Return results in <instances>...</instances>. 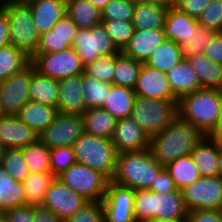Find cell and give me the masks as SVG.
I'll return each mask as SVG.
<instances>
[{
    "instance_id": "cell-1",
    "label": "cell",
    "mask_w": 222,
    "mask_h": 222,
    "mask_svg": "<svg viewBox=\"0 0 222 222\" xmlns=\"http://www.w3.org/2000/svg\"><path fill=\"white\" fill-rule=\"evenodd\" d=\"M205 135L177 116L165 129L150 137L149 150L161 165L189 155Z\"/></svg>"
},
{
    "instance_id": "cell-2",
    "label": "cell",
    "mask_w": 222,
    "mask_h": 222,
    "mask_svg": "<svg viewBox=\"0 0 222 222\" xmlns=\"http://www.w3.org/2000/svg\"><path fill=\"white\" fill-rule=\"evenodd\" d=\"M188 211L184 206L181 190L173 192H154L136 190L134 217L136 222L161 219L166 222H187Z\"/></svg>"
},
{
    "instance_id": "cell-3",
    "label": "cell",
    "mask_w": 222,
    "mask_h": 222,
    "mask_svg": "<svg viewBox=\"0 0 222 222\" xmlns=\"http://www.w3.org/2000/svg\"><path fill=\"white\" fill-rule=\"evenodd\" d=\"M164 167L153 158L149 149L118 153L111 181L135 190H148Z\"/></svg>"
},
{
    "instance_id": "cell-4",
    "label": "cell",
    "mask_w": 222,
    "mask_h": 222,
    "mask_svg": "<svg viewBox=\"0 0 222 222\" xmlns=\"http://www.w3.org/2000/svg\"><path fill=\"white\" fill-rule=\"evenodd\" d=\"M220 115V89L202 88L183 96L178 104V116L208 135Z\"/></svg>"
},
{
    "instance_id": "cell-5",
    "label": "cell",
    "mask_w": 222,
    "mask_h": 222,
    "mask_svg": "<svg viewBox=\"0 0 222 222\" xmlns=\"http://www.w3.org/2000/svg\"><path fill=\"white\" fill-rule=\"evenodd\" d=\"M72 147L77 163L100 171L109 180L113 178L118 152L111 139L84 132Z\"/></svg>"
},
{
    "instance_id": "cell-6",
    "label": "cell",
    "mask_w": 222,
    "mask_h": 222,
    "mask_svg": "<svg viewBox=\"0 0 222 222\" xmlns=\"http://www.w3.org/2000/svg\"><path fill=\"white\" fill-rule=\"evenodd\" d=\"M0 7L8 17L11 45L32 56L38 47L40 35L32 20L30 7L24 1L4 0Z\"/></svg>"
},
{
    "instance_id": "cell-7",
    "label": "cell",
    "mask_w": 222,
    "mask_h": 222,
    "mask_svg": "<svg viewBox=\"0 0 222 222\" xmlns=\"http://www.w3.org/2000/svg\"><path fill=\"white\" fill-rule=\"evenodd\" d=\"M177 116L178 105L175 102L136 95L130 118L151 137L165 129Z\"/></svg>"
},
{
    "instance_id": "cell-8",
    "label": "cell",
    "mask_w": 222,
    "mask_h": 222,
    "mask_svg": "<svg viewBox=\"0 0 222 222\" xmlns=\"http://www.w3.org/2000/svg\"><path fill=\"white\" fill-rule=\"evenodd\" d=\"M57 178L88 201H102L109 182L100 171L79 163L64 170Z\"/></svg>"
},
{
    "instance_id": "cell-9",
    "label": "cell",
    "mask_w": 222,
    "mask_h": 222,
    "mask_svg": "<svg viewBox=\"0 0 222 222\" xmlns=\"http://www.w3.org/2000/svg\"><path fill=\"white\" fill-rule=\"evenodd\" d=\"M30 60L41 75L57 81L84 73L85 66L73 47L56 53L33 54Z\"/></svg>"
},
{
    "instance_id": "cell-10",
    "label": "cell",
    "mask_w": 222,
    "mask_h": 222,
    "mask_svg": "<svg viewBox=\"0 0 222 222\" xmlns=\"http://www.w3.org/2000/svg\"><path fill=\"white\" fill-rule=\"evenodd\" d=\"M181 192L187 211L222 208V179L218 176L200 177Z\"/></svg>"
},
{
    "instance_id": "cell-11",
    "label": "cell",
    "mask_w": 222,
    "mask_h": 222,
    "mask_svg": "<svg viewBox=\"0 0 222 222\" xmlns=\"http://www.w3.org/2000/svg\"><path fill=\"white\" fill-rule=\"evenodd\" d=\"M72 47L84 66L100 56L121 53L101 24L92 28H79Z\"/></svg>"
},
{
    "instance_id": "cell-12",
    "label": "cell",
    "mask_w": 222,
    "mask_h": 222,
    "mask_svg": "<svg viewBox=\"0 0 222 222\" xmlns=\"http://www.w3.org/2000/svg\"><path fill=\"white\" fill-rule=\"evenodd\" d=\"M32 63L6 80L0 81L1 115H17L21 108L30 101V81Z\"/></svg>"
},
{
    "instance_id": "cell-13",
    "label": "cell",
    "mask_w": 222,
    "mask_h": 222,
    "mask_svg": "<svg viewBox=\"0 0 222 222\" xmlns=\"http://www.w3.org/2000/svg\"><path fill=\"white\" fill-rule=\"evenodd\" d=\"M135 189L109 180L102 199L104 222H136L134 217Z\"/></svg>"
},
{
    "instance_id": "cell-14",
    "label": "cell",
    "mask_w": 222,
    "mask_h": 222,
    "mask_svg": "<svg viewBox=\"0 0 222 222\" xmlns=\"http://www.w3.org/2000/svg\"><path fill=\"white\" fill-rule=\"evenodd\" d=\"M83 133L81 115L57 113L54 121L39 139L50 149L61 146L72 147Z\"/></svg>"
},
{
    "instance_id": "cell-15",
    "label": "cell",
    "mask_w": 222,
    "mask_h": 222,
    "mask_svg": "<svg viewBox=\"0 0 222 222\" xmlns=\"http://www.w3.org/2000/svg\"><path fill=\"white\" fill-rule=\"evenodd\" d=\"M88 200L64 185L57 177L47 190L41 207L53 211L63 221L73 216Z\"/></svg>"
},
{
    "instance_id": "cell-16",
    "label": "cell",
    "mask_w": 222,
    "mask_h": 222,
    "mask_svg": "<svg viewBox=\"0 0 222 222\" xmlns=\"http://www.w3.org/2000/svg\"><path fill=\"white\" fill-rule=\"evenodd\" d=\"M134 92L148 99L171 100L179 104V99L174 95L166 73L145 63L140 68Z\"/></svg>"
},
{
    "instance_id": "cell-17",
    "label": "cell",
    "mask_w": 222,
    "mask_h": 222,
    "mask_svg": "<svg viewBox=\"0 0 222 222\" xmlns=\"http://www.w3.org/2000/svg\"><path fill=\"white\" fill-rule=\"evenodd\" d=\"M118 153L149 149L150 137L132 118L118 119L111 139Z\"/></svg>"
},
{
    "instance_id": "cell-18",
    "label": "cell",
    "mask_w": 222,
    "mask_h": 222,
    "mask_svg": "<svg viewBox=\"0 0 222 222\" xmlns=\"http://www.w3.org/2000/svg\"><path fill=\"white\" fill-rule=\"evenodd\" d=\"M39 35L51 30L66 14V0H26Z\"/></svg>"
},
{
    "instance_id": "cell-19",
    "label": "cell",
    "mask_w": 222,
    "mask_h": 222,
    "mask_svg": "<svg viewBox=\"0 0 222 222\" xmlns=\"http://www.w3.org/2000/svg\"><path fill=\"white\" fill-rule=\"evenodd\" d=\"M57 112L63 114L82 115L85 106L82 75L58 81Z\"/></svg>"
},
{
    "instance_id": "cell-20",
    "label": "cell",
    "mask_w": 222,
    "mask_h": 222,
    "mask_svg": "<svg viewBox=\"0 0 222 222\" xmlns=\"http://www.w3.org/2000/svg\"><path fill=\"white\" fill-rule=\"evenodd\" d=\"M38 138L17 115H0V143L5 148H24Z\"/></svg>"
},
{
    "instance_id": "cell-21",
    "label": "cell",
    "mask_w": 222,
    "mask_h": 222,
    "mask_svg": "<svg viewBox=\"0 0 222 222\" xmlns=\"http://www.w3.org/2000/svg\"><path fill=\"white\" fill-rule=\"evenodd\" d=\"M165 40L164 30H135L121 52L139 62L146 63L155 49Z\"/></svg>"
},
{
    "instance_id": "cell-22",
    "label": "cell",
    "mask_w": 222,
    "mask_h": 222,
    "mask_svg": "<svg viewBox=\"0 0 222 222\" xmlns=\"http://www.w3.org/2000/svg\"><path fill=\"white\" fill-rule=\"evenodd\" d=\"M199 26L198 20L181 12L177 7H169L164 24L166 39L180 46L194 38Z\"/></svg>"
},
{
    "instance_id": "cell-23",
    "label": "cell",
    "mask_w": 222,
    "mask_h": 222,
    "mask_svg": "<svg viewBox=\"0 0 222 222\" xmlns=\"http://www.w3.org/2000/svg\"><path fill=\"white\" fill-rule=\"evenodd\" d=\"M169 7L156 2L146 1L135 5L133 26L135 30H164L165 18Z\"/></svg>"
},
{
    "instance_id": "cell-24",
    "label": "cell",
    "mask_w": 222,
    "mask_h": 222,
    "mask_svg": "<svg viewBox=\"0 0 222 222\" xmlns=\"http://www.w3.org/2000/svg\"><path fill=\"white\" fill-rule=\"evenodd\" d=\"M166 77L174 95L179 100L185 95L202 89L197 74L188 60L182 59L166 73Z\"/></svg>"
},
{
    "instance_id": "cell-25",
    "label": "cell",
    "mask_w": 222,
    "mask_h": 222,
    "mask_svg": "<svg viewBox=\"0 0 222 222\" xmlns=\"http://www.w3.org/2000/svg\"><path fill=\"white\" fill-rule=\"evenodd\" d=\"M190 155L201 177L218 176V140L205 135Z\"/></svg>"
},
{
    "instance_id": "cell-26",
    "label": "cell",
    "mask_w": 222,
    "mask_h": 222,
    "mask_svg": "<svg viewBox=\"0 0 222 222\" xmlns=\"http://www.w3.org/2000/svg\"><path fill=\"white\" fill-rule=\"evenodd\" d=\"M57 113L55 107L29 101L21 108L17 117L39 137L54 121Z\"/></svg>"
},
{
    "instance_id": "cell-27",
    "label": "cell",
    "mask_w": 222,
    "mask_h": 222,
    "mask_svg": "<svg viewBox=\"0 0 222 222\" xmlns=\"http://www.w3.org/2000/svg\"><path fill=\"white\" fill-rule=\"evenodd\" d=\"M81 117L85 133L105 139H112L117 120L104 108L86 109Z\"/></svg>"
},
{
    "instance_id": "cell-28",
    "label": "cell",
    "mask_w": 222,
    "mask_h": 222,
    "mask_svg": "<svg viewBox=\"0 0 222 222\" xmlns=\"http://www.w3.org/2000/svg\"><path fill=\"white\" fill-rule=\"evenodd\" d=\"M58 81L51 77L41 75L32 64V76L30 81V101L57 106Z\"/></svg>"
},
{
    "instance_id": "cell-29",
    "label": "cell",
    "mask_w": 222,
    "mask_h": 222,
    "mask_svg": "<svg viewBox=\"0 0 222 222\" xmlns=\"http://www.w3.org/2000/svg\"><path fill=\"white\" fill-rule=\"evenodd\" d=\"M24 186L0 166V211L25 205Z\"/></svg>"
},
{
    "instance_id": "cell-30",
    "label": "cell",
    "mask_w": 222,
    "mask_h": 222,
    "mask_svg": "<svg viewBox=\"0 0 222 222\" xmlns=\"http://www.w3.org/2000/svg\"><path fill=\"white\" fill-rule=\"evenodd\" d=\"M135 96L134 89L112 84L111 92L102 108L116 120L130 118Z\"/></svg>"
},
{
    "instance_id": "cell-31",
    "label": "cell",
    "mask_w": 222,
    "mask_h": 222,
    "mask_svg": "<svg viewBox=\"0 0 222 222\" xmlns=\"http://www.w3.org/2000/svg\"><path fill=\"white\" fill-rule=\"evenodd\" d=\"M200 81L201 88L222 89V65L198 54L188 60Z\"/></svg>"
},
{
    "instance_id": "cell-32",
    "label": "cell",
    "mask_w": 222,
    "mask_h": 222,
    "mask_svg": "<svg viewBox=\"0 0 222 222\" xmlns=\"http://www.w3.org/2000/svg\"><path fill=\"white\" fill-rule=\"evenodd\" d=\"M55 178L52 172H30V175L22 182L26 198L25 205L41 206Z\"/></svg>"
},
{
    "instance_id": "cell-33",
    "label": "cell",
    "mask_w": 222,
    "mask_h": 222,
    "mask_svg": "<svg viewBox=\"0 0 222 222\" xmlns=\"http://www.w3.org/2000/svg\"><path fill=\"white\" fill-rule=\"evenodd\" d=\"M66 14L78 28H92L101 24V13L89 0H66Z\"/></svg>"
},
{
    "instance_id": "cell-34",
    "label": "cell",
    "mask_w": 222,
    "mask_h": 222,
    "mask_svg": "<svg viewBox=\"0 0 222 222\" xmlns=\"http://www.w3.org/2000/svg\"><path fill=\"white\" fill-rule=\"evenodd\" d=\"M182 60L181 47L176 42L166 39L151 54L145 64L158 69L163 73H168L174 66Z\"/></svg>"
},
{
    "instance_id": "cell-35",
    "label": "cell",
    "mask_w": 222,
    "mask_h": 222,
    "mask_svg": "<svg viewBox=\"0 0 222 222\" xmlns=\"http://www.w3.org/2000/svg\"><path fill=\"white\" fill-rule=\"evenodd\" d=\"M165 168L179 190L201 177L190 154L175 159L168 163Z\"/></svg>"
},
{
    "instance_id": "cell-36",
    "label": "cell",
    "mask_w": 222,
    "mask_h": 222,
    "mask_svg": "<svg viewBox=\"0 0 222 222\" xmlns=\"http://www.w3.org/2000/svg\"><path fill=\"white\" fill-rule=\"evenodd\" d=\"M31 62L22 49L13 45L0 48V81L6 80L14 73L21 71Z\"/></svg>"
},
{
    "instance_id": "cell-37",
    "label": "cell",
    "mask_w": 222,
    "mask_h": 222,
    "mask_svg": "<svg viewBox=\"0 0 222 222\" xmlns=\"http://www.w3.org/2000/svg\"><path fill=\"white\" fill-rule=\"evenodd\" d=\"M111 87L112 84L98 81L84 72L82 74V89L86 108L102 107L111 92Z\"/></svg>"
},
{
    "instance_id": "cell-38",
    "label": "cell",
    "mask_w": 222,
    "mask_h": 222,
    "mask_svg": "<svg viewBox=\"0 0 222 222\" xmlns=\"http://www.w3.org/2000/svg\"><path fill=\"white\" fill-rule=\"evenodd\" d=\"M142 64L121 52L115 61L114 85L134 89Z\"/></svg>"
},
{
    "instance_id": "cell-39",
    "label": "cell",
    "mask_w": 222,
    "mask_h": 222,
    "mask_svg": "<svg viewBox=\"0 0 222 222\" xmlns=\"http://www.w3.org/2000/svg\"><path fill=\"white\" fill-rule=\"evenodd\" d=\"M22 149L30 172H51L50 148L39 138Z\"/></svg>"
},
{
    "instance_id": "cell-40",
    "label": "cell",
    "mask_w": 222,
    "mask_h": 222,
    "mask_svg": "<svg viewBox=\"0 0 222 222\" xmlns=\"http://www.w3.org/2000/svg\"><path fill=\"white\" fill-rule=\"evenodd\" d=\"M1 165L16 181L23 182L30 175L22 148H6Z\"/></svg>"
},
{
    "instance_id": "cell-41",
    "label": "cell",
    "mask_w": 222,
    "mask_h": 222,
    "mask_svg": "<svg viewBox=\"0 0 222 222\" xmlns=\"http://www.w3.org/2000/svg\"><path fill=\"white\" fill-rule=\"evenodd\" d=\"M120 53L100 56L84 67V72L98 81L114 84L115 61Z\"/></svg>"
},
{
    "instance_id": "cell-42",
    "label": "cell",
    "mask_w": 222,
    "mask_h": 222,
    "mask_svg": "<svg viewBox=\"0 0 222 222\" xmlns=\"http://www.w3.org/2000/svg\"><path fill=\"white\" fill-rule=\"evenodd\" d=\"M115 46L122 51L135 31L132 21L101 20Z\"/></svg>"
},
{
    "instance_id": "cell-43",
    "label": "cell",
    "mask_w": 222,
    "mask_h": 222,
    "mask_svg": "<svg viewBox=\"0 0 222 222\" xmlns=\"http://www.w3.org/2000/svg\"><path fill=\"white\" fill-rule=\"evenodd\" d=\"M215 33L213 29L199 25L194 38L180 46L182 59L189 60L195 55L202 54Z\"/></svg>"
},
{
    "instance_id": "cell-44",
    "label": "cell",
    "mask_w": 222,
    "mask_h": 222,
    "mask_svg": "<svg viewBox=\"0 0 222 222\" xmlns=\"http://www.w3.org/2000/svg\"><path fill=\"white\" fill-rule=\"evenodd\" d=\"M135 5L129 0H110L100 11L101 20L132 21Z\"/></svg>"
},
{
    "instance_id": "cell-45",
    "label": "cell",
    "mask_w": 222,
    "mask_h": 222,
    "mask_svg": "<svg viewBox=\"0 0 222 222\" xmlns=\"http://www.w3.org/2000/svg\"><path fill=\"white\" fill-rule=\"evenodd\" d=\"M75 163L77 160L73 147L61 146L50 149L51 172L56 177Z\"/></svg>"
},
{
    "instance_id": "cell-46",
    "label": "cell",
    "mask_w": 222,
    "mask_h": 222,
    "mask_svg": "<svg viewBox=\"0 0 222 222\" xmlns=\"http://www.w3.org/2000/svg\"><path fill=\"white\" fill-rule=\"evenodd\" d=\"M198 23L215 32H222V0H211L201 13Z\"/></svg>"
},
{
    "instance_id": "cell-47",
    "label": "cell",
    "mask_w": 222,
    "mask_h": 222,
    "mask_svg": "<svg viewBox=\"0 0 222 222\" xmlns=\"http://www.w3.org/2000/svg\"><path fill=\"white\" fill-rule=\"evenodd\" d=\"M64 222H104L102 201H88Z\"/></svg>"
},
{
    "instance_id": "cell-48",
    "label": "cell",
    "mask_w": 222,
    "mask_h": 222,
    "mask_svg": "<svg viewBox=\"0 0 222 222\" xmlns=\"http://www.w3.org/2000/svg\"><path fill=\"white\" fill-rule=\"evenodd\" d=\"M70 48L53 30L40 35L39 44L34 54L56 53Z\"/></svg>"
},
{
    "instance_id": "cell-49",
    "label": "cell",
    "mask_w": 222,
    "mask_h": 222,
    "mask_svg": "<svg viewBox=\"0 0 222 222\" xmlns=\"http://www.w3.org/2000/svg\"><path fill=\"white\" fill-rule=\"evenodd\" d=\"M78 29V26L67 14H65L52 28L53 32L56 33L59 38L64 40L70 47L73 45Z\"/></svg>"
},
{
    "instance_id": "cell-50",
    "label": "cell",
    "mask_w": 222,
    "mask_h": 222,
    "mask_svg": "<svg viewBox=\"0 0 222 222\" xmlns=\"http://www.w3.org/2000/svg\"><path fill=\"white\" fill-rule=\"evenodd\" d=\"M210 1L211 0H180L175 7L191 18L198 20Z\"/></svg>"
},
{
    "instance_id": "cell-51",
    "label": "cell",
    "mask_w": 222,
    "mask_h": 222,
    "mask_svg": "<svg viewBox=\"0 0 222 222\" xmlns=\"http://www.w3.org/2000/svg\"><path fill=\"white\" fill-rule=\"evenodd\" d=\"M154 192H173L178 190L168 170L164 167L153 181L151 188Z\"/></svg>"
},
{
    "instance_id": "cell-52",
    "label": "cell",
    "mask_w": 222,
    "mask_h": 222,
    "mask_svg": "<svg viewBox=\"0 0 222 222\" xmlns=\"http://www.w3.org/2000/svg\"><path fill=\"white\" fill-rule=\"evenodd\" d=\"M211 61L222 65V32H216L206 45L204 52Z\"/></svg>"
},
{
    "instance_id": "cell-53",
    "label": "cell",
    "mask_w": 222,
    "mask_h": 222,
    "mask_svg": "<svg viewBox=\"0 0 222 222\" xmlns=\"http://www.w3.org/2000/svg\"><path fill=\"white\" fill-rule=\"evenodd\" d=\"M187 222H222V214L209 209L188 211Z\"/></svg>"
},
{
    "instance_id": "cell-54",
    "label": "cell",
    "mask_w": 222,
    "mask_h": 222,
    "mask_svg": "<svg viewBox=\"0 0 222 222\" xmlns=\"http://www.w3.org/2000/svg\"><path fill=\"white\" fill-rule=\"evenodd\" d=\"M9 222H33L34 206L23 205L6 211Z\"/></svg>"
},
{
    "instance_id": "cell-55",
    "label": "cell",
    "mask_w": 222,
    "mask_h": 222,
    "mask_svg": "<svg viewBox=\"0 0 222 222\" xmlns=\"http://www.w3.org/2000/svg\"><path fill=\"white\" fill-rule=\"evenodd\" d=\"M33 222H64L53 211L41 206H34V221Z\"/></svg>"
},
{
    "instance_id": "cell-56",
    "label": "cell",
    "mask_w": 222,
    "mask_h": 222,
    "mask_svg": "<svg viewBox=\"0 0 222 222\" xmlns=\"http://www.w3.org/2000/svg\"><path fill=\"white\" fill-rule=\"evenodd\" d=\"M11 44L8 17L0 7V48Z\"/></svg>"
},
{
    "instance_id": "cell-57",
    "label": "cell",
    "mask_w": 222,
    "mask_h": 222,
    "mask_svg": "<svg viewBox=\"0 0 222 222\" xmlns=\"http://www.w3.org/2000/svg\"><path fill=\"white\" fill-rule=\"evenodd\" d=\"M218 141H222V89H220V115L215 128L207 135Z\"/></svg>"
},
{
    "instance_id": "cell-58",
    "label": "cell",
    "mask_w": 222,
    "mask_h": 222,
    "mask_svg": "<svg viewBox=\"0 0 222 222\" xmlns=\"http://www.w3.org/2000/svg\"><path fill=\"white\" fill-rule=\"evenodd\" d=\"M218 177L222 179V141H218Z\"/></svg>"
},
{
    "instance_id": "cell-59",
    "label": "cell",
    "mask_w": 222,
    "mask_h": 222,
    "mask_svg": "<svg viewBox=\"0 0 222 222\" xmlns=\"http://www.w3.org/2000/svg\"><path fill=\"white\" fill-rule=\"evenodd\" d=\"M100 11L106 6L110 0H89Z\"/></svg>"
},
{
    "instance_id": "cell-60",
    "label": "cell",
    "mask_w": 222,
    "mask_h": 222,
    "mask_svg": "<svg viewBox=\"0 0 222 222\" xmlns=\"http://www.w3.org/2000/svg\"><path fill=\"white\" fill-rule=\"evenodd\" d=\"M0 222H9L6 212L0 211Z\"/></svg>"
},
{
    "instance_id": "cell-61",
    "label": "cell",
    "mask_w": 222,
    "mask_h": 222,
    "mask_svg": "<svg viewBox=\"0 0 222 222\" xmlns=\"http://www.w3.org/2000/svg\"><path fill=\"white\" fill-rule=\"evenodd\" d=\"M5 147L0 143V166L2 164V160H3V155H4V152H5Z\"/></svg>"
},
{
    "instance_id": "cell-62",
    "label": "cell",
    "mask_w": 222,
    "mask_h": 222,
    "mask_svg": "<svg viewBox=\"0 0 222 222\" xmlns=\"http://www.w3.org/2000/svg\"><path fill=\"white\" fill-rule=\"evenodd\" d=\"M151 2L161 3L169 7V0H149Z\"/></svg>"
},
{
    "instance_id": "cell-63",
    "label": "cell",
    "mask_w": 222,
    "mask_h": 222,
    "mask_svg": "<svg viewBox=\"0 0 222 222\" xmlns=\"http://www.w3.org/2000/svg\"><path fill=\"white\" fill-rule=\"evenodd\" d=\"M180 0H169V7L175 6Z\"/></svg>"
},
{
    "instance_id": "cell-64",
    "label": "cell",
    "mask_w": 222,
    "mask_h": 222,
    "mask_svg": "<svg viewBox=\"0 0 222 222\" xmlns=\"http://www.w3.org/2000/svg\"><path fill=\"white\" fill-rule=\"evenodd\" d=\"M129 1L134 3V4H137V3H143V2H146V1H149V0H129Z\"/></svg>"
},
{
    "instance_id": "cell-65",
    "label": "cell",
    "mask_w": 222,
    "mask_h": 222,
    "mask_svg": "<svg viewBox=\"0 0 222 222\" xmlns=\"http://www.w3.org/2000/svg\"><path fill=\"white\" fill-rule=\"evenodd\" d=\"M145 222H166V221H162L161 219H149L146 220Z\"/></svg>"
}]
</instances>
